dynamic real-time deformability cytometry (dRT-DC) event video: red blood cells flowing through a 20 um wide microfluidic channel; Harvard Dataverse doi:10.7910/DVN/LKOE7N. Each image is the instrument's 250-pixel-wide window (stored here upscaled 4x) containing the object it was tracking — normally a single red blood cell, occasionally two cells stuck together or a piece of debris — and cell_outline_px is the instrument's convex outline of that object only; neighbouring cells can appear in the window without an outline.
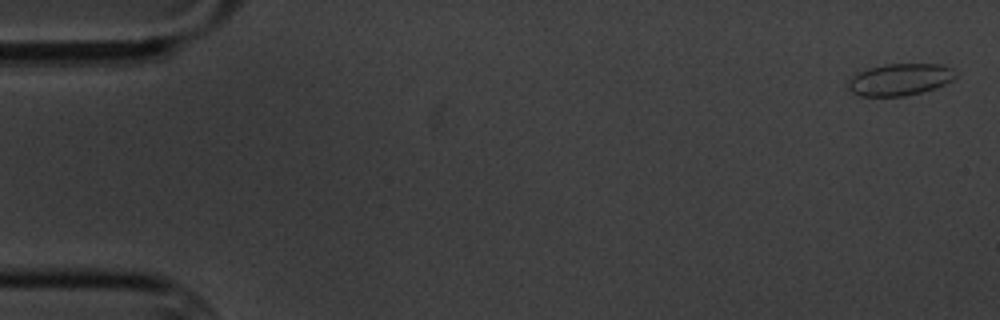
{"species": "common noctule bat (a hibernating species)", "species_latin": "Nyctalus noctula", "temperature_condition": "cold", "stored_images_in_passage": 5, "camera_frame_rate_fps": 3000, "um_per_image_px": 0.085, "animal": {"sex": "male", "body_mass_g": 20.1, "forearm_length_mm": 53.5}, "frame": {"image": 1, "passage_image": 1, "time_ms": 0.0, "image_size_px": [1000, 320], "cell_outline_px": [[956, 76], [952, 80], [936, 88], [904, 96], [860, 96], [852, 92], [848, 88], [848, 80], [852, 76], [868, 68], [884, 64], [940, 64], [952, 68]], "centroid_in_image_um": [76.47, 6.76], "position_along_channel_um": 8.5, "area_um2": 19.88}}